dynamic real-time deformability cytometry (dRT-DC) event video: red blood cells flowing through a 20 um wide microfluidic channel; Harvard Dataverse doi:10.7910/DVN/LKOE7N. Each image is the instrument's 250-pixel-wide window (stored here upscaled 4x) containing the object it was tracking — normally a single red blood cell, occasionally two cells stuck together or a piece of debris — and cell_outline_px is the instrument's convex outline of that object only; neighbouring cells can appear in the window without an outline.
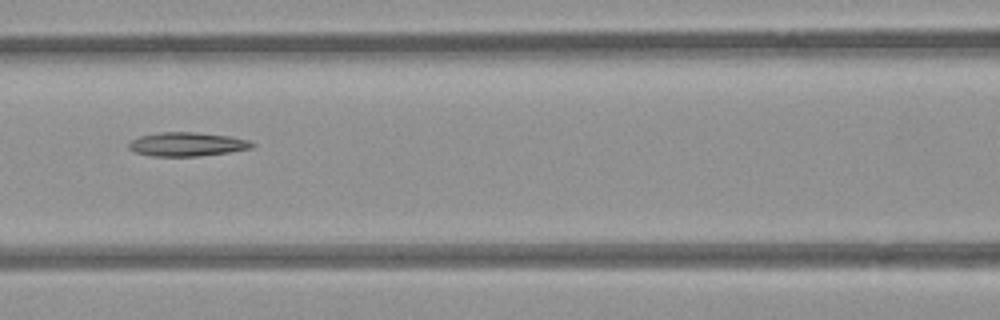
{"species": "common noctule bat (a hibernating species)", "species_latin": "Nyctalus noctula", "temperature_condition": "room temperature", "stored_images_in_passage": 7, "camera_frame_rate_fps": 3000, "um_per_image_px": 0.085, "animal": {"sex": "female", "body_mass_g": 21.9}, "frame": {"image": 1, "passage_image": 7, "time_ms": 2.0, "image_size_px": [1000, 320], "cell_outline_px": [[256, 144], [252, 148], [228, 152], [196, 156], [152, 156], [136, 152], [128, 148], [128, 144], [132, 140], [140, 136], [160, 132], [196, 132], [232, 136], [248, 140]], "centroid_in_image_um": [15.92, 12.25], "position_along_channel_um": 150.7, "area_um2": 17.11}}